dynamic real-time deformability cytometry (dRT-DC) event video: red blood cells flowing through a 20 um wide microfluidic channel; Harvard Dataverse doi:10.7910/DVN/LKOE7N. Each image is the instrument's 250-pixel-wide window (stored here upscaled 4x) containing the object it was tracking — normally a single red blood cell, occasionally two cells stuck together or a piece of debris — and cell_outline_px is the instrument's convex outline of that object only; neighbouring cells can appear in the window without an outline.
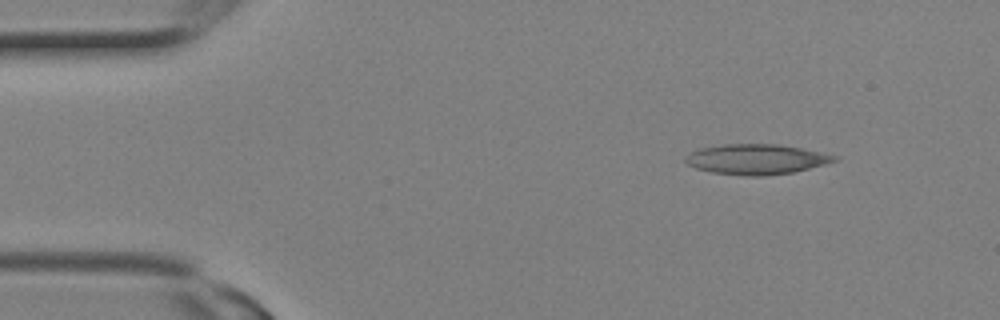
{"species": "Egyptian fruit bat (a non-hibernating species)", "species_latin": "Rousettus aegyptiacus", "temperature_condition": "room temperature", "stored_images_in_passage": 8, "camera_frame_rate_fps": 3000, "um_per_image_px": 0.085, "animal": {"sex": "female"}, "frame": {"image": 1, "passage_image": 2, "time_ms": 0.333, "image_size_px": [1000, 320], "cell_outline_px": [[840, 156], [836, 160], [824, 164], [792, 172], [764, 176], [744, 176], [712, 172], [696, 168], [688, 164], [684, 160], [684, 156], [688, 152], [700, 148], [724, 144], [776, 144], [800, 148]], "centroid_in_image_um": [64.23, 13.53], "position_along_channel_um": 20.8, "area_um2": 26.13}}
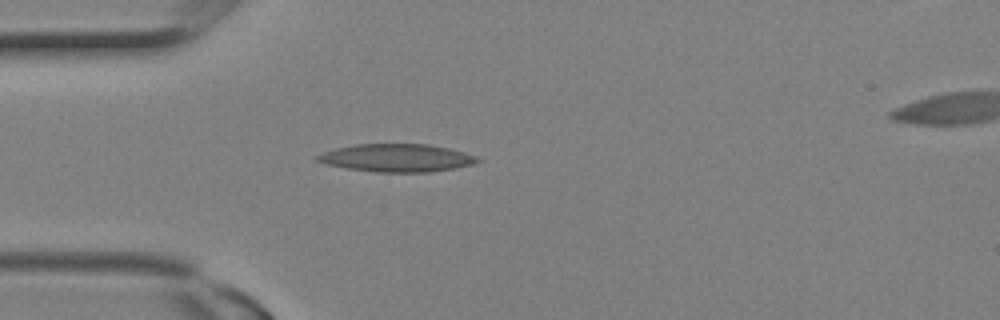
{"frame": {"image": 2, "passage_image": 6, "time_ms": 1.667, "image_size_px": [1000, 320], "cell_outline_px": [[480, 160], [472, 164], [456, 168], [428, 172], [376, 172], [348, 168], [328, 164], [316, 160], [316, 156], [324, 152], [336, 148], [356, 144], [428, 144], [448, 148], [464, 152], [476, 156]], "centroid_in_image_um": [33.74, 13.42], "position_along_channel_um": 51.3, "area_um2": 25.72}}
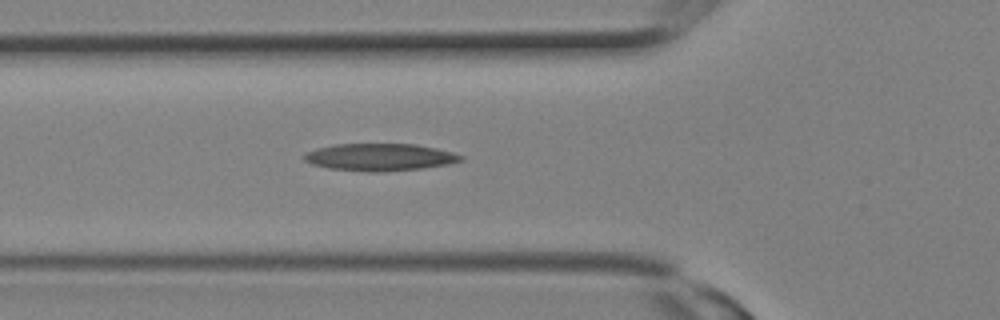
{"frame": {"image": 3, "passage_image": 8, "time_ms": 2.333, "image_size_px": [1000, 320], "cell_outline_px": [[464, 160], [448, 164], [424, 168], [384, 172], [368, 172], [328, 168], [312, 164], [304, 160], [300, 156], [316, 148], [336, 144], [416, 144], [436, 148], [452, 152], [464, 156]], "centroid_in_image_um": [32.29, 13.36], "position_along_channel_um": 93.5, "area_um2": 25.09}}